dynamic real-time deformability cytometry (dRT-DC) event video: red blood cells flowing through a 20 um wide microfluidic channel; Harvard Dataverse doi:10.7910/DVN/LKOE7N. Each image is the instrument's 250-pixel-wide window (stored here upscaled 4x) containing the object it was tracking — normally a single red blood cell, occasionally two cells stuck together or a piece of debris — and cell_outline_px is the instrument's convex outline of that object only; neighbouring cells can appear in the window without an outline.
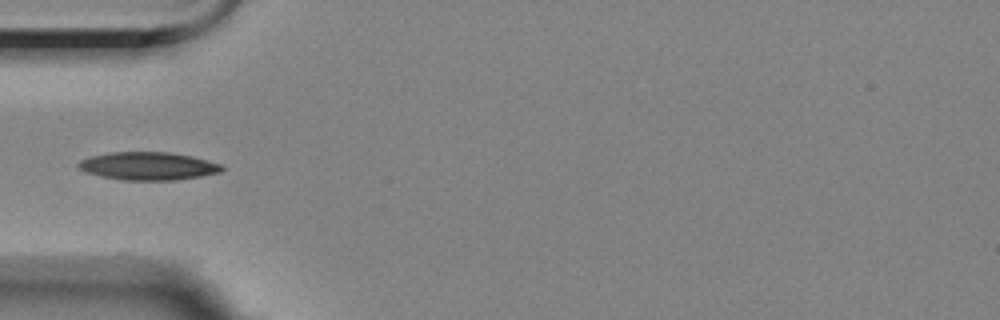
{"species": "Egyptian fruit bat (a non-hibernating species)", "species_latin": "Rousettus aegyptiacus", "temperature_condition": "room temperature", "stored_images_in_passage": 11, "camera_frame_rate_fps": 3000, "um_per_image_px": 0.085, "animal": {"sex": "female"}, "frame": {"image": 1, "passage_image": 5, "time_ms": 5.667, "image_size_px": [1000, 320], "cell_outline_px": [[224, 168], [220, 172], [200, 176], [176, 180], [124, 180], [100, 176], [84, 172], [76, 164], [80, 160], [88, 156], [108, 152], [172, 152], [192, 156], [224, 164]], "centroid_in_image_um": [12.58, 14.1], "position_along_channel_um": 72.4, "area_um2": 23.64}}
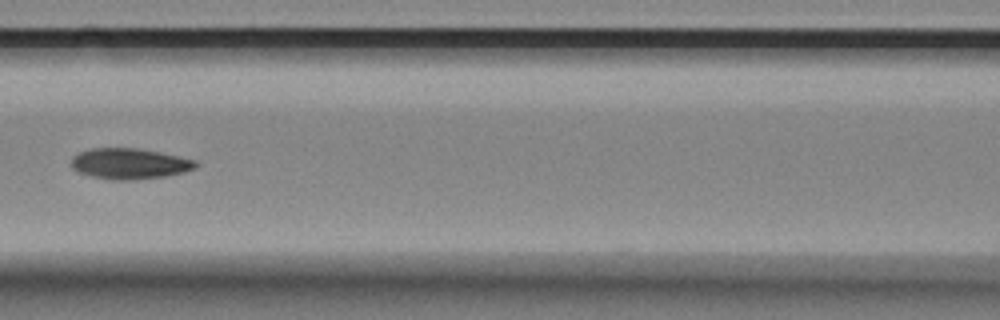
{"frame": {"image": 2, "passage_image": 7, "time_ms": 8.0, "image_size_px": [1000, 320], "cell_outline_px": [[200, 164], [196, 168], [184, 172], [164, 176], [132, 180], [112, 180], [92, 176], [76, 172], [72, 168], [72, 156], [88, 148], [136, 148], [160, 152], [196, 160]], "centroid_in_image_um": [11.01, 13.91], "position_along_channel_um": 155.6, "area_um2": 22.43}}
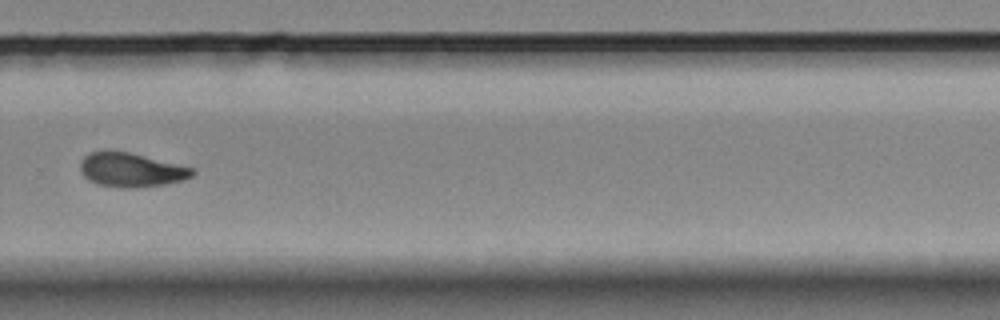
{"frame": {"image": 3, "passage_image": 11, "time_ms": 12.667, "image_size_px": [1000, 320], "cell_outline_px": [[196, 172], [192, 176], [184, 180], [164, 184], [136, 188], [120, 188], [100, 184], [88, 180], [80, 172], [80, 160], [88, 152], [104, 148], [108, 148], [128, 152], [196, 168]], "centroid_in_image_um": [11.11, 14.41], "position_along_channel_um": 318.7, "area_um2": 22.89}}